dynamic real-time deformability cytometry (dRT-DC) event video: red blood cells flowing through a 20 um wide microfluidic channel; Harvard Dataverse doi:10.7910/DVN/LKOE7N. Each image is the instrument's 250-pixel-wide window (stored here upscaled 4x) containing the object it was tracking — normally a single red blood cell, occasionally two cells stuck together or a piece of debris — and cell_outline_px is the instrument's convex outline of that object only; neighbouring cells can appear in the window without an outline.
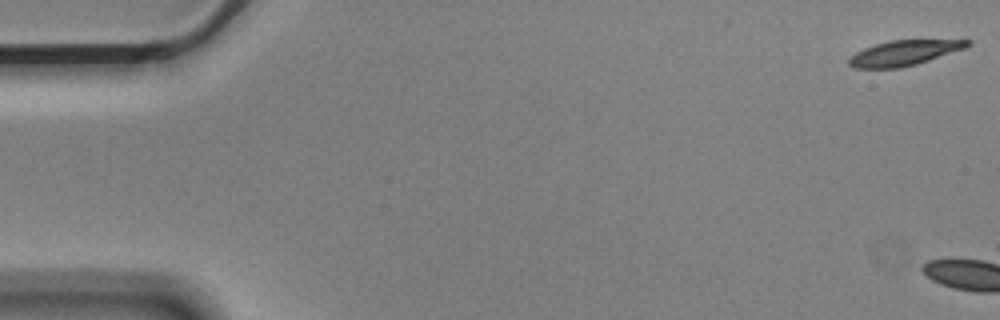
{"species": "Egyptian fruit bat (a non-hibernating species)", "species_latin": "Rousettus aegyptiacus", "temperature_condition": "cold", "stored_images_in_passage": 5, "camera_frame_rate_fps": 3000, "um_per_image_px": 0.085, "animal": {"sex": "male"}, "frame": {"image": 1, "passage_image": 1, "time_ms": 0.0, "image_size_px": [1000, 320], "cell_outline_px": [[972, 44], [964, 48], [916, 64], [900, 68], [856, 68], [848, 64], [848, 60], [856, 52], [864, 48], [888, 40], [972, 40]], "centroid_in_image_um": [76.83, 4.49], "position_along_channel_um": 8.2, "area_um2": 17.11}}